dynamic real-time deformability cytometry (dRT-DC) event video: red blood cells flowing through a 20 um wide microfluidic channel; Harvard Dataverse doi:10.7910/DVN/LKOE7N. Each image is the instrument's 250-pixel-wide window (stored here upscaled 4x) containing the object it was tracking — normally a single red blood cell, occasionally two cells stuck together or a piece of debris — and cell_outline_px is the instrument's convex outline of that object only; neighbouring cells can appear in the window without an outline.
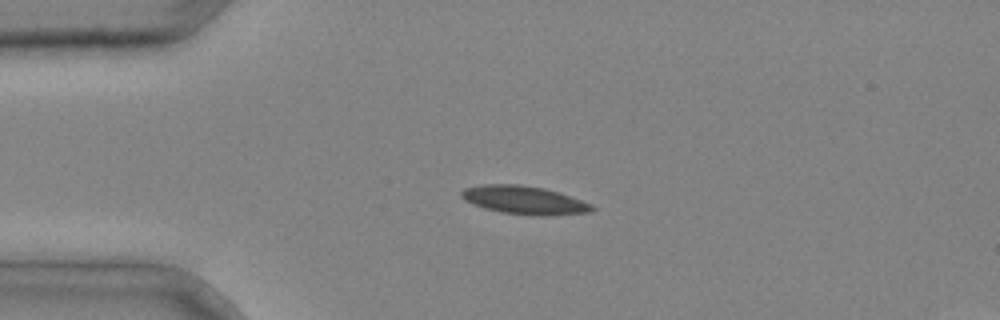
{"species": "common noctule bat (a hibernating species)", "species_latin": "Nyctalus noctula", "temperature_condition": "cold", "stored_images_in_passage": 3, "camera_frame_rate_fps": 3000, "um_per_image_px": 0.085, "animal": {"sex": "male", "body_mass_g": 20.4}, "frame": {"image": 1, "passage_image": 3, "time_ms": 0.667, "image_size_px": [1000, 320], "cell_outline_px": [[596, 208], [588, 212], [500, 212], [484, 208], [464, 200], [460, 196], [460, 192], [464, 188], [480, 184], [520, 184], [544, 188], [592, 204]], "centroid_in_image_um": [44.39, 16.92], "position_along_channel_um": 40.6, "area_um2": 20.06}}